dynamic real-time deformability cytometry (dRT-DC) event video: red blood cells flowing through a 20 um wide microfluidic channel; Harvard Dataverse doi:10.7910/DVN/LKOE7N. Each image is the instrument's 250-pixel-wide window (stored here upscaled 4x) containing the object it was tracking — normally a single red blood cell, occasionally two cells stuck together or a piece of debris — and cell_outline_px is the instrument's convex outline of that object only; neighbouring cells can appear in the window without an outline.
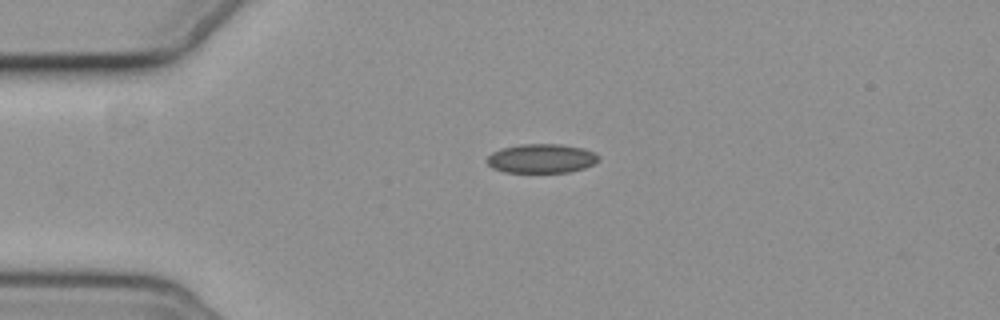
{"species": "common noctule bat (a hibernating species)", "species_latin": "Nyctalus noctula", "temperature_condition": "cold", "stored_images_in_passage": 2, "camera_frame_rate_fps": 3000, "um_per_image_px": 0.085, "animal": {"sex": "female", "body_mass_g": 19.3, "forearm_length_mm": 54.1}, "frame": {"image": 1, "passage_image": 1, "time_ms": 0.0, "image_size_px": [1000, 320], "cell_outline_px": [[600, 160], [584, 168], [568, 172], [504, 172], [492, 168], [488, 164], [488, 156], [492, 152], [500, 148], [520, 144], [560, 144], [584, 148], [596, 152], [600, 156]], "centroid_in_image_um": [46.05, 13.46], "position_along_channel_um": 39.0, "area_um2": 19.07}}